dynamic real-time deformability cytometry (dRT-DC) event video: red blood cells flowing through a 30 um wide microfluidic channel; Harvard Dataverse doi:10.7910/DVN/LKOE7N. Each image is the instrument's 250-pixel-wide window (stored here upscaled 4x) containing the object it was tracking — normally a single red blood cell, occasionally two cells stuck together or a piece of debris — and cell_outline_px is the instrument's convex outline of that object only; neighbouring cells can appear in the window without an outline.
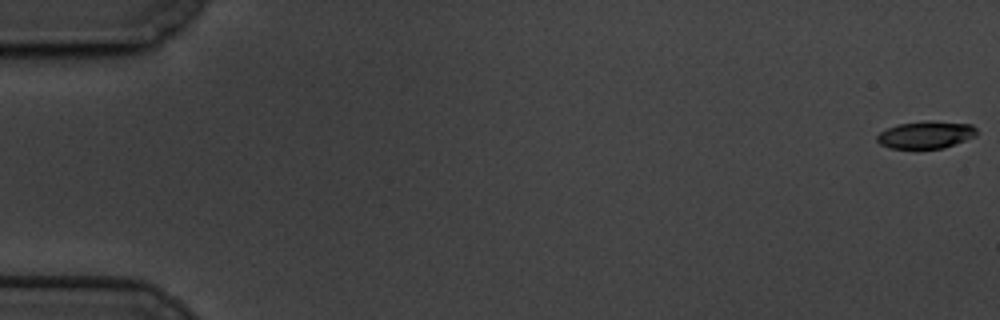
{"species": "common noctule bat (a hibernating species)", "species_latin": "Nyctalus noctula", "temperature_condition": "cold", "stored_images_in_passage": 56, "camera_frame_rate_fps": 3000, "um_per_image_px": 0.085, "animal": {"sex": "male", "body_mass_g": 19.5, "forearm_length_mm": 54.6}, "frame": {"image": 1, "passage_image": 1, "time_ms": 0.0, "image_size_px": [1000, 320], "cell_outline_px": [[976, 136], [944, 148], [888, 148], [880, 144], [876, 140], [876, 136], [880, 132], [888, 128], [900, 124], [924, 120], [928, 120], [972, 124], [976, 128]], "centroid_in_image_um": [78.7, 11.45], "position_along_channel_um": 6.3, "area_um2": 15.9}}
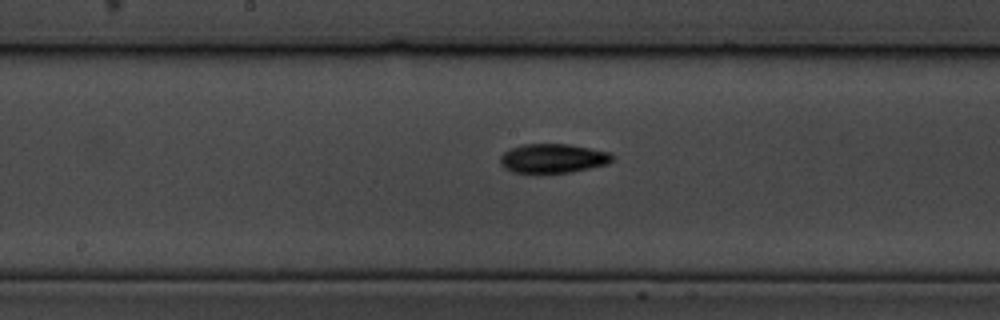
{"frame": {"image": 2, "passage_image": 32, "time_ms": 10.333, "image_size_px": [1000, 320], "cell_outline_px": [[612, 160], [608, 164], [572, 172], [512, 172], [504, 168], [500, 164], [500, 156], [508, 148], [520, 144], [568, 144], [608, 152], [612, 156]], "centroid_in_image_um": [46.94, 13.45], "position_along_channel_um": 201.3, "area_um2": 18.96}}
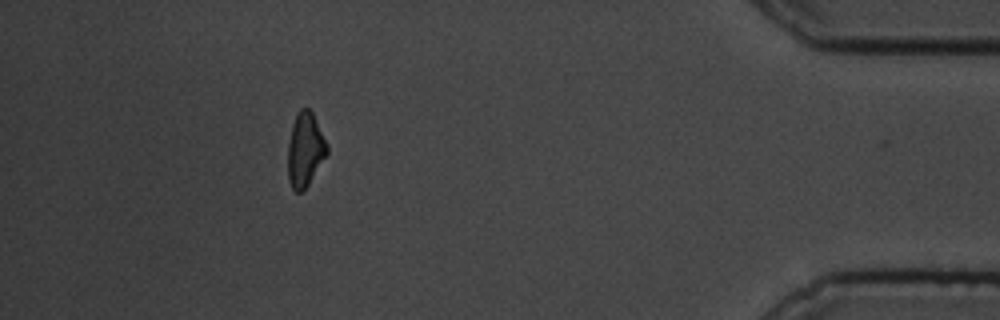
{"frame": {"image": 3, "passage_image": 55, "time_ms": 18.0, "image_size_px": [1000, 320], "cell_outline_px": [[328, 152], [308, 184], [300, 192], [296, 192], [292, 188], [288, 180], [288, 144], [292, 124], [296, 112], [300, 108], [308, 108], [312, 112], [328, 144]], "centroid_in_image_um": [25.92, 12.69], "position_along_channel_um": 409.3, "area_um2": 16.82}, "authors_computed_cell_mechanics": {"area_um2": 17.5712, "velocity_mm_per_s": 3.3812, "shape_relaxation_time_tau1_ms": 4.1601, "shape_relaxation_time_tau2_ms": 7.8768, "deformation_change_tau1": 0.1306, "deformation_change_tau2": 0.1503}}